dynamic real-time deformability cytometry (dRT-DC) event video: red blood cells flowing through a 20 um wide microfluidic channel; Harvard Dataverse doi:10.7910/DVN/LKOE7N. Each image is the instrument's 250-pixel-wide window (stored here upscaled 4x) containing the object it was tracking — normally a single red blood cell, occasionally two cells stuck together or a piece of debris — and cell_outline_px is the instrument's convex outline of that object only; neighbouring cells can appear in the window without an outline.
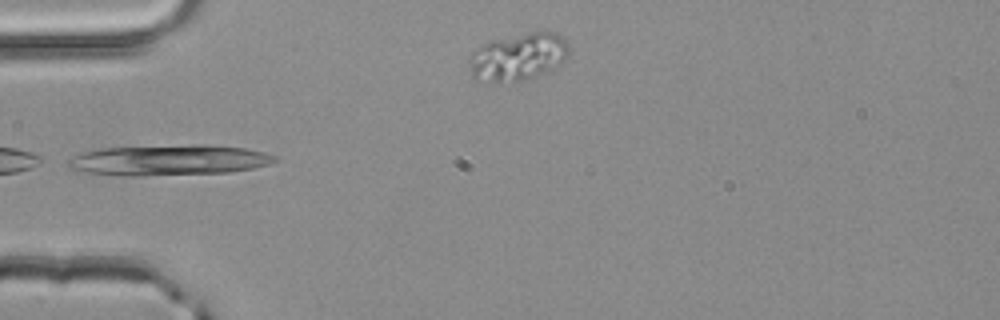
{"species": "common noctule bat (a hibernating species)", "species_latin": "Nyctalus noctula", "temperature_condition": "room temperature", "stored_images_in_passage": 4, "camera_frame_rate_fps": 3000, "um_per_image_px": 0.085, "animal": {"sex": "male", "body_mass_g": 20.4}, "frame": {"image": 1, "passage_image": 3, "time_ms": 0.667, "image_size_px": [1000, 320], "cell_outline_px": [[280, 160], [268, 164], [252, 168], [228, 172], [144, 176], [116, 176], [88, 172], [68, 168], [68, 160], [84, 152], [96, 148], [192, 144], [208, 144], [244, 148], [264, 152], [276, 156]], "centroid_in_image_um": [14.36, 13.6], "position_along_channel_um": 70.6, "area_um2": 37.17}}